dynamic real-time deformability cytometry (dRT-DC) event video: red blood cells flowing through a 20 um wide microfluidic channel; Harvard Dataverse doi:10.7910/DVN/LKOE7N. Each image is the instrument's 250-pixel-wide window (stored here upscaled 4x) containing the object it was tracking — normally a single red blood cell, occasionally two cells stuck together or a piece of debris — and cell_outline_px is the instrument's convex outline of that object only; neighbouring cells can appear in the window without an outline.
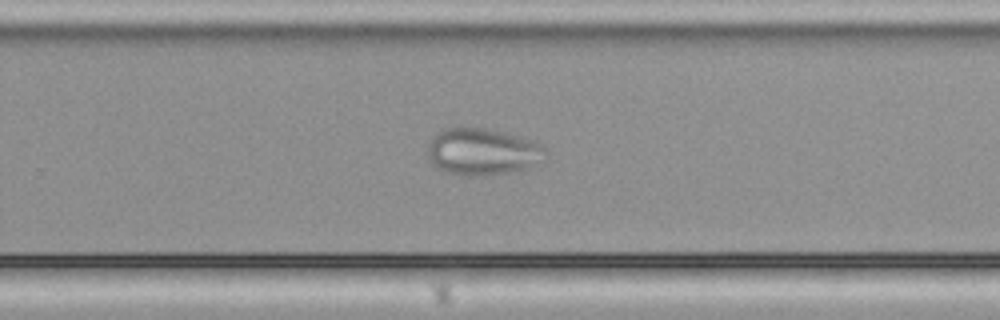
{"species": "common noctule bat (a hibernating species)", "species_latin": "Nyctalus noctula", "temperature_condition": "cold", "stored_images_in_passage": 42, "camera_frame_rate_fps": 3000, "um_per_image_px": 0.085, "animal": {"sex": "male", "body_mass_g": 21.5, "forearm_length_mm": 52.0}, "frame": {"image": 1, "passage_image": 23, "time_ms": 7.333, "image_size_px": [1000, 320], "cell_outline_px": [[548, 156], [544, 160], [528, 168], [508, 172], [468, 176], [444, 172], [432, 164], [428, 160], [428, 144], [444, 128], [484, 128], [504, 132], [536, 140], [544, 148]], "centroid_in_image_um": [41.05, 12.9], "position_along_channel_um": 288.7, "area_um2": 32.14}}
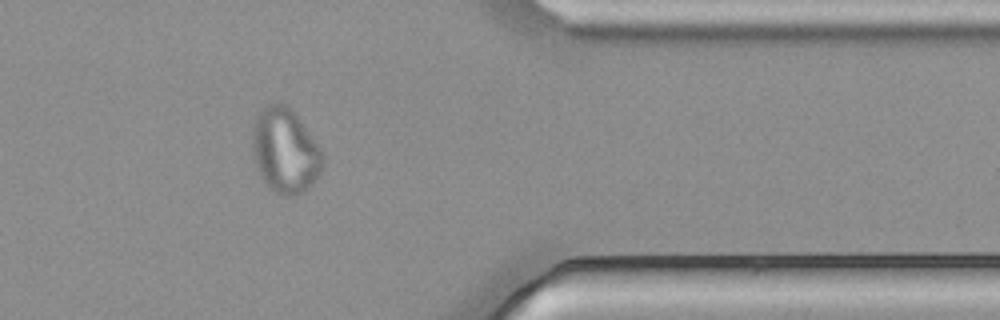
{"frame": {"image": 2, "passage_image": 32, "time_ms": 10.333, "image_size_px": [1000, 320], "cell_outline_px": [[324, 168], [312, 184], [308, 188], [296, 196], [284, 196], [276, 192], [264, 180], [260, 172], [252, 152], [252, 128], [256, 116], [268, 104], [276, 100], [292, 108], [324, 152]], "centroid_in_image_um": [24.27, 12.77], "position_along_channel_um": 387.1, "area_um2": 35.03}}
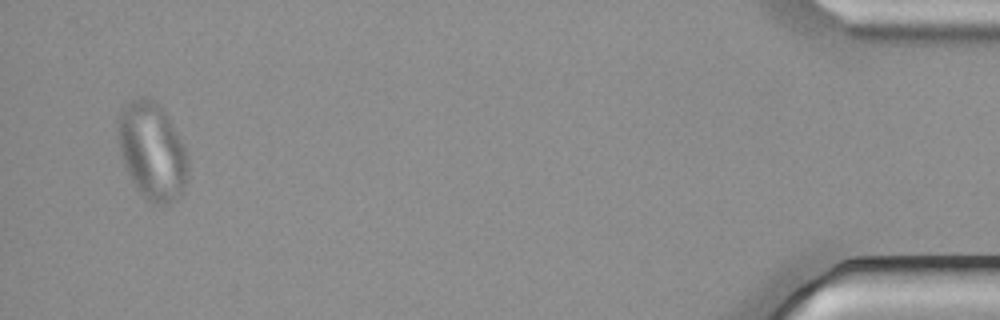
{"frame": {"image": 3, "passage_image": 40, "time_ms": 13.0, "image_size_px": [1000, 320], "cell_outline_px": [[188, 180], [184, 192], [180, 196], [168, 204], [152, 204], [136, 188], [124, 168], [120, 152], [116, 128], [120, 108], [124, 104], [140, 96], [152, 100], [160, 104], [168, 116], [184, 148], [188, 164]], "centroid_in_image_um": [12.91, 12.84], "position_along_channel_um": 422.3, "area_um2": 40.11}}